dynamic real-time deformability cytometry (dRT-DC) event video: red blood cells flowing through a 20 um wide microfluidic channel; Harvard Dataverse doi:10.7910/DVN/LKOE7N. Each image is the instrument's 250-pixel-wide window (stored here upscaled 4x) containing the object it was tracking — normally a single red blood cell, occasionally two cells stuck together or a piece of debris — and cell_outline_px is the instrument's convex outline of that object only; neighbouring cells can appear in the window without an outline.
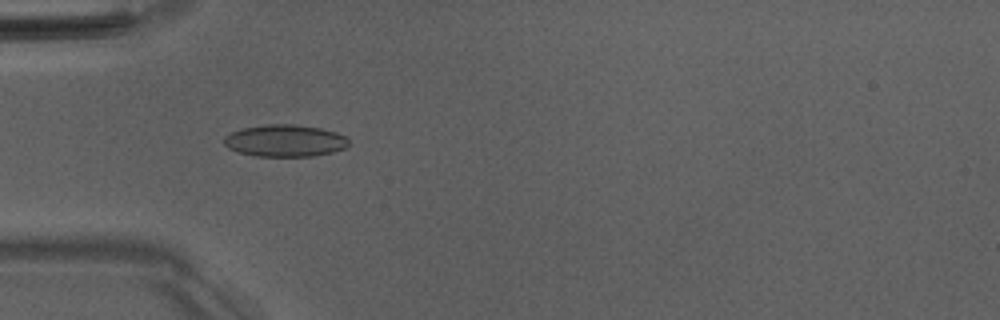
{"species": "Egyptian fruit bat (a non-hibernating species)", "species_latin": "Rousettus aegyptiacus", "temperature_condition": "room temperature", "stored_images_in_passage": 50, "camera_frame_rate_fps": 3000, "um_per_image_px": 0.085, "animal": {"sex": "male"}, "frame": {"image": 1, "passage_image": 15, "time_ms": 4.667, "image_size_px": [1000, 320], "cell_outline_px": [[348, 144], [344, 148], [332, 152], [312, 156], [256, 156], [240, 152], [228, 148], [224, 144], [224, 136], [232, 132], [244, 128], [268, 124], [292, 124], [320, 128], [336, 132], [344, 136], [348, 140]], "centroid_in_image_um": [24.21, 11.96], "position_along_channel_um": 60.8, "area_um2": 23.0}}
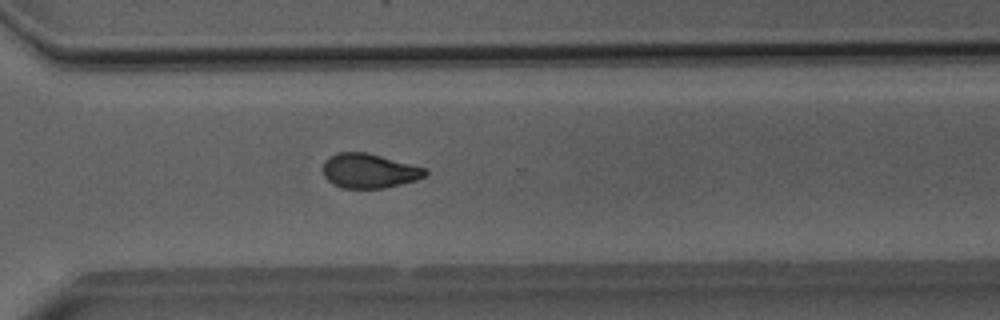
{"frame": {"image": 2, "passage_image": 36, "time_ms": 11.667, "image_size_px": [1000, 320], "cell_outline_px": [[428, 172], [424, 176], [416, 180], [384, 188], [340, 188], [332, 184], [324, 176], [324, 160], [328, 156], [336, 152], [364, 152], [428, 168]], "centroid_in_image_um": [31.36, 14.52], "position_along_channel_um": 339.2, "area_um2": 20.58}}
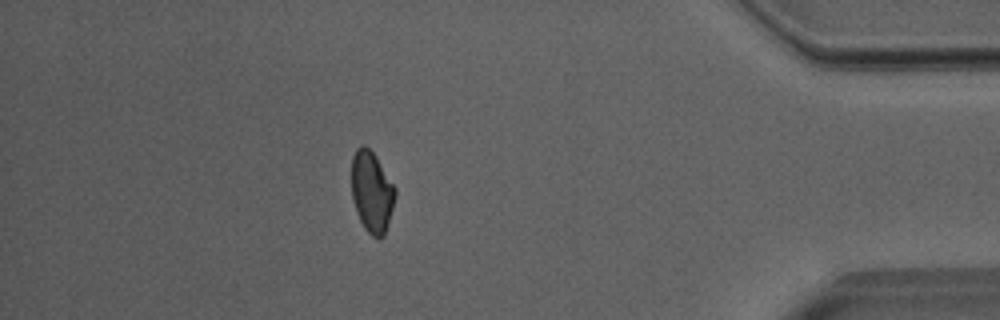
{"frame": {"image": 3, "passage_image": 44, "time_ms": 14.333, "image_size_px": [1000, 320], "cell_outline_px": [[396, 196], [384, 236], [372, 236], [364, 228], [356, 212], [352, 196], [352, 156], [356, 148], [360, 144], [364, 144], [376, 156], [396, 188]], "centroid_in_image_um": [31.6, 16.27], "position_along_channel_um": 403.6, "area_um2": 20.58}, "authors_computed_cell_mechanics": {"area_um2": 21.386, "velocity_mm_per_s": 4.028, "shape_relaxation_time_tau1_ms": 7.8389, "shape_relaxation_time_tau2_ms": 1.9616, "deformation_change_tau1": 0.175, "deformation_change_tau2": 0.0665}}